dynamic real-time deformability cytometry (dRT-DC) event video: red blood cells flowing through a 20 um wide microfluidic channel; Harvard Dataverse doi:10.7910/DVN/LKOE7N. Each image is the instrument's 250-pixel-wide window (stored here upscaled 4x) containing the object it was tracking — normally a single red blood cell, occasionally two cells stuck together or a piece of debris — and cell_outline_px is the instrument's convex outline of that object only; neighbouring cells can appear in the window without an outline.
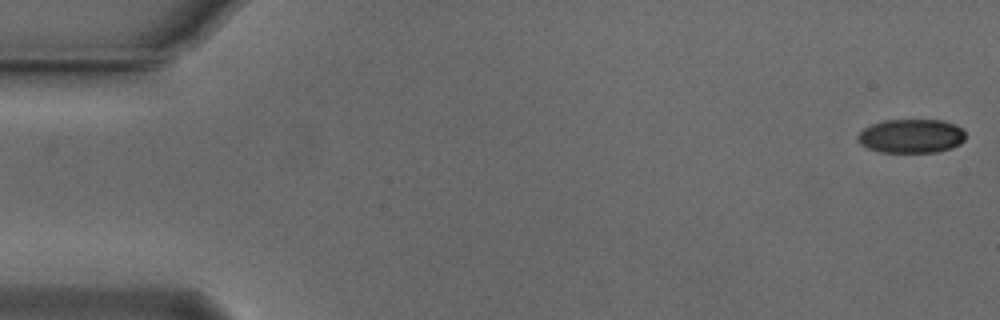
{"species": "Egyptian fruit bat (a non-hibernating species)", "species_latin": "Rousettus aegyptiacus", "temperature_condition": "cold", "stored_images_in_passage": 16, "camera_frame_rate_fps": 3000, "um_per_image_px": 0.085, "animal": {"sex": "male"}, "frame": {"image": 1, "passage_image": 1, "time_ms": 0.0, "image_size_px": [1000, 320], "cell_outline_px": [[964, 140], [960, 144], [952, 148], [936, 152], [880, 152], [868, 148], [860, 144], [856, 140], [856, 136], [864, 128], [872, 124], [884, 120], [940, 120], [956, 124], [964, 132]], "centroid_in_image_um": [77.43, 11.57], "position_along_channel_um": 7.6, "area_um2": 21.39}}
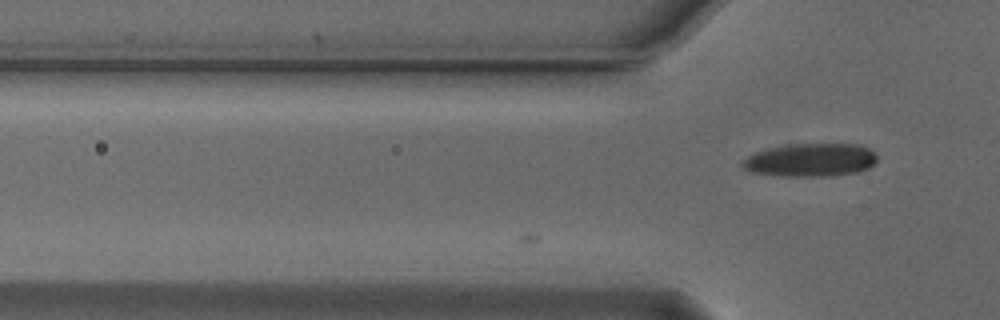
{"frame": {"image": 2, "passage_image": 16, "time_ms": 5.0, "image_size_px": [1000, 320], "cell_outline_px": [[876, 160], [868, 168], [856, 172], [832, 176], [784, 176], [752, 172], [744, 168], [740, 164], [740, 160], [756, 152], [768, 148], [792, 144], [860, 144], [868, 148], [876, 156]], "centroid_in_image_um": [68.87, 13.6], "position_along_channel_um": 56.9, "area_um2": 25.95}}